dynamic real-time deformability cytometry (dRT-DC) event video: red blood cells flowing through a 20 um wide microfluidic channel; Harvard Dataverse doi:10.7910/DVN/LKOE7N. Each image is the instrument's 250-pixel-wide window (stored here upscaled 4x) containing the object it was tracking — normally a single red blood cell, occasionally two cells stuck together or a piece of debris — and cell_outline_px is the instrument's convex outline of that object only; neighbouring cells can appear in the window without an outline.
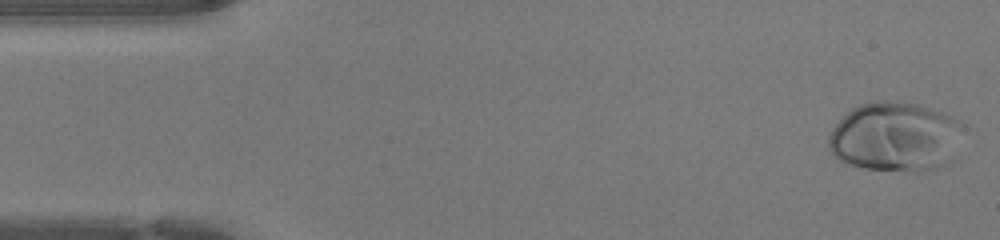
{"species": "human", "species_latin": "Homo sapiens", "temperature_condition": "warm", "stored_images_in_passage": 46, "camera_frame_rate_fps": 3000, "um_per_image_px": 0.085, "donor": {"sex": "female"}, "frame": {"image": 1, "passage_image": 1, "time_ms": 0.0, "image_size_px": [1000, 240], "cell_outline_px": [[964, 124], [956, 160], [920, 172], [912, 172], [864, 168], [840, 160], [828, 148], [828, 136], [832, 128], [852, 108], [860, 104], [872, 100], [896, 100], [916, 104], [952, 116], [960, 120]], "centroid_in_image_um": [76.15, 11.63], "position_along_channel_um": 8.8, "area_um2": 55.2}}
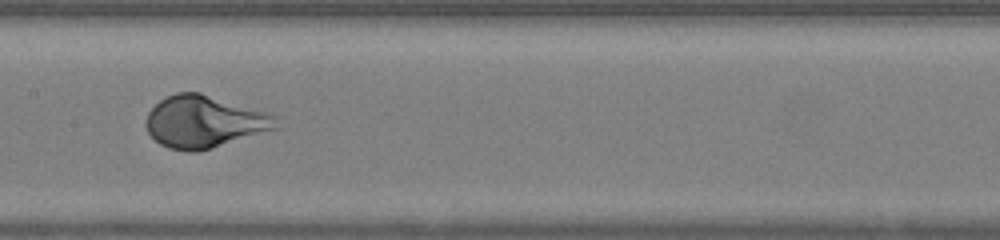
{"frame": {"image": 2, "passage_image": 22, "time_ms": 7.0, "image_size_px": [1000, 240], "cell_outline_px": [[280, 128], [196, 152], [188, 152], [168, 148], [160, 144], [148, 132], [144, 124], [144, 120], [148, 112], [160, 100], [176, 92], [200, 92], [264, 112], [276, 116]], "centroid_in_image_um": [17.33, 10.35], "position_along_channel_um": 190.1, "area_um2": 39.36}}
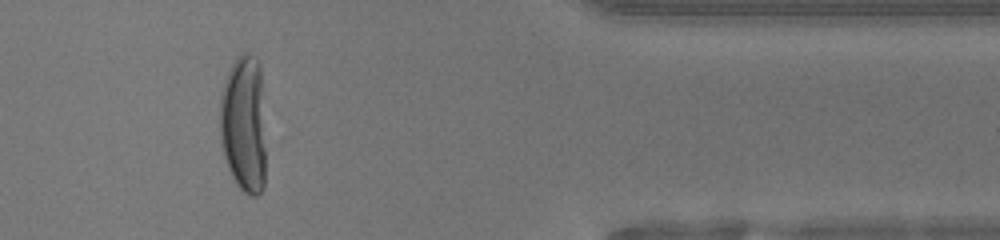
{"frame": {"image": 3, "passage_image": 38, "time_ms": 12.333, "image_size_px": [1000, 240], "cell_outline_px": [[264, 188], [256, 196], [252, 196], [244, 192], [236, 184], [228, 168], [220, 144], [220, 96], [224, 80], [232, 64], [240, 52], [248, 52], [256, 60], [260, 68], [264, 148]], "centroid_in_image_um": [20.69, 10.56], "position_along_channel_um": 390.7, "area_um2": 36.76}, "authors_computed_cell_mechanics": {"area_um2": 41.0669, "velocity_mm_per_s": 4.2872, "shape_relaxation_time_tau1_ms": 3.1232, "shape_relaxation_time_tau2_ms": null, "deformation_change_tau1": 0.2231, "deformation_change_tau2": null}}